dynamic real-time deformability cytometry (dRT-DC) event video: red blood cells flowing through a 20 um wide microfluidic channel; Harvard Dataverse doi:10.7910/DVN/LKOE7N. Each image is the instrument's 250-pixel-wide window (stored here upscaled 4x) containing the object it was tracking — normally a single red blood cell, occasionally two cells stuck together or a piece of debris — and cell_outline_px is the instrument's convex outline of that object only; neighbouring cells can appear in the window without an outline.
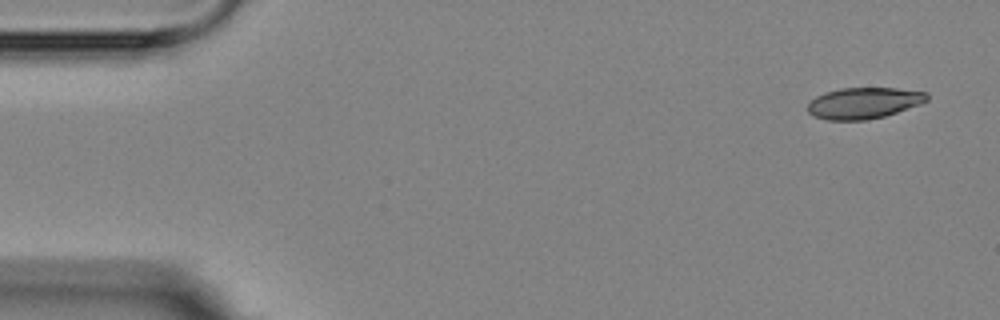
{"species": "Egyptian fruit bat (a non-hibernating species)", "species_latin": "Rousettus aegyptiacus", "temperature_condition": "room temperature", "stored_images_in_passage": 4, "camera_frame_rate_fps": 3000, "um_per_image_px": 0.085, "animal": {"sex": "female"}, "frame": {"image": 1, "passage_image": 1, "time_ms": 0.0, "image_size_px": [1000, 320], "cell_outline_px": [[928, 100], [920, 104], [884, 116], [868, 120], [828, 120], [812, 116], [808, 112], [808, 104], [816, 96], [824, 92], [840, 88], [896, 88], [928, 92]], "centroid_in_image_um": [73.41, 8.75], "position_along_channel_um": 11.6, "area_um2": 21.73}}
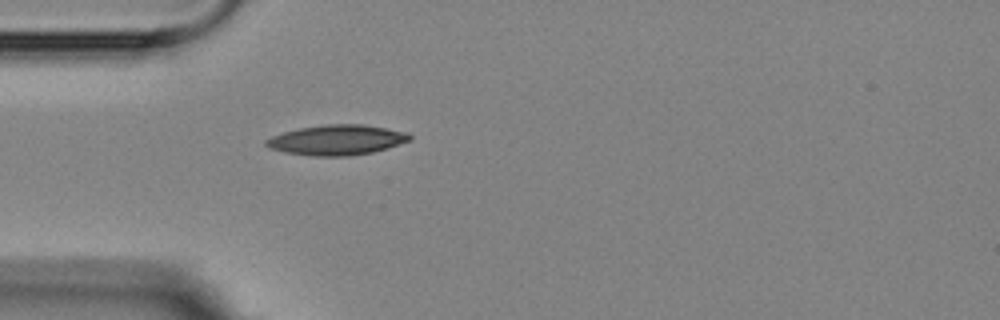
{"frame": {"image": 2, "passage_image": 4, "time_ms": 4.333, "image_size_px": [1000, 320], "cell_outline_px": [[412, 140], [372, 152], [348, 156], [312, 156], [284, 152], [272, 148], [264, 144], [264, 140], [272, 136], [284, 132], [300, 128], [324, 124], [364, 124], [408, 132], [412, 136]], "centroid_in_image_um": [28.64, 11.89], "position_along_channel_um": 56.4, "area_um2": 25.2}}